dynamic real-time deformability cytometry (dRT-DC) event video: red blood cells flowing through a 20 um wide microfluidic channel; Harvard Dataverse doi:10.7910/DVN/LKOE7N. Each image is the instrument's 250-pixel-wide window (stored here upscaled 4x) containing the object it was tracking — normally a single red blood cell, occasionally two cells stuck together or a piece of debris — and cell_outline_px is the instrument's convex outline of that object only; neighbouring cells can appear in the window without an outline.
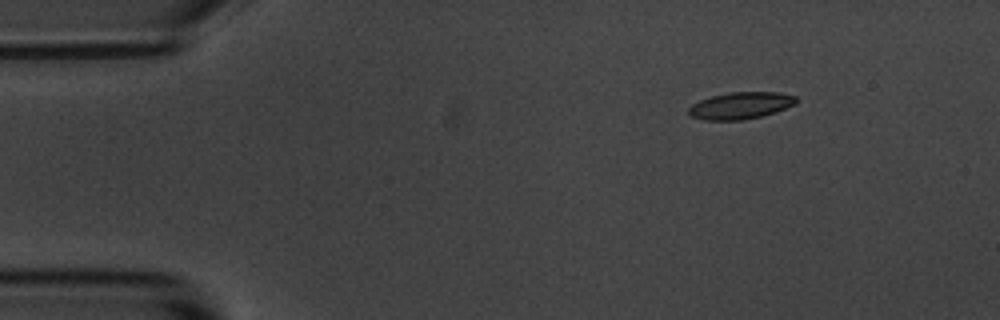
{"species": "common noctule bat (a hibernating species)", "species_latin": "Nyctalus noctula", "temperature_condition": "room temperature", "stored_images_in_passage": 4, "camera_frame_rate_fps": 3000, "um_per_image_px": 0.085, "animal": {"sex": "male", "body_mass_g": 20.1, "forearm_length_mm": 53.5}, "frame": {"image": 1, "passage_image": 1, "time_ms": 0.0, "image_size_px": [1000, 320], "cell_outline_px": [[796, 104], [760, 116], [744, 120], [704, 120], [688, 116], [688, 108], [692, 104], [700, 100], [712, 96], [728, 92], [780, 92], [796, 96]], "centroid_in_image_um": [62.9, 8.97], "position_along_channel_um": 22.1, "area_um2": 16.82}}
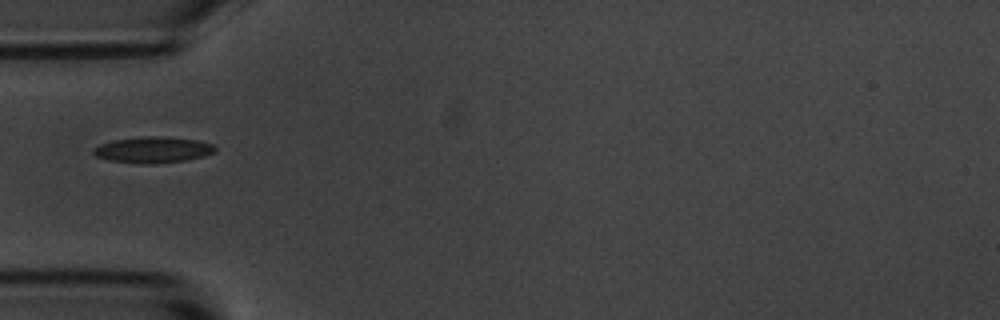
{"frame": {"image": 2, "passage_image": 4, "time_ms": 3.333, "image_size_px": [1000, 320], "cell_outline_px": [[216, 148], [212, 152], [204, 156], [184, 160], [156, 164], [140, 164], [108, 160], [96, 156], [92, 152], [92, 148], [100, 144], [116, 140], [144, 136], [160, 136], [196, 140], [212, 144]], "centroid_in_image_um": [12.96, 12.74], "position_along_channel_um": 72.0, "area_um2": 18.38}}